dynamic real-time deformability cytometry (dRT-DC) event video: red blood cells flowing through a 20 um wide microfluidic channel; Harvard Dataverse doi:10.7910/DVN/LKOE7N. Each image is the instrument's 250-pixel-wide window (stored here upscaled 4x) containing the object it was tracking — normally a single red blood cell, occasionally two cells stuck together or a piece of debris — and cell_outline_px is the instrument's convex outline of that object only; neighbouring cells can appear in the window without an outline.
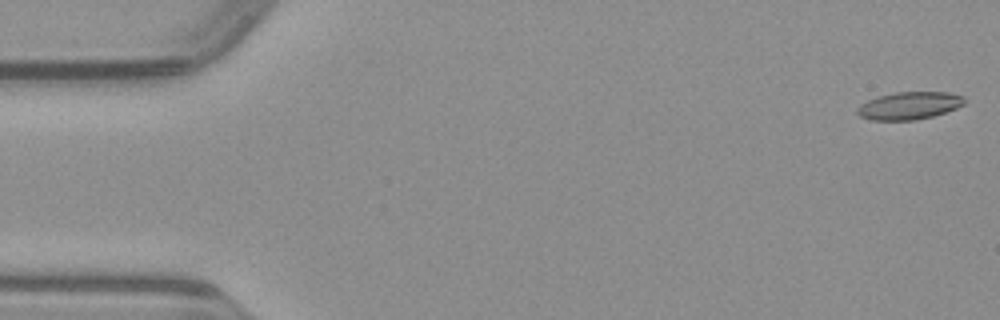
{"species": "common noctule bat (a hibernating species)", "species_latin": "Nyctalus noctula", "temperature_condition": "warm", "stored_images_in_passage": 49, "camera_frame_rate_fps": 3000, "um_per_image_px": 0.085, "animal": {"sex": "male", "body_mass_g": 23.1, "forearm_length_mm": 52.7}, "frame": {"image": 1, "passage_image": 1, "time_ms": 0.0, "image_size_px": [1000, 320], "cell_outline_px": [[968, 100], [964, 104], [956, 108], [932, 116], [916, 120], [872, 120], [860, 116], [856, 112], [856, 108], [860, 104], [876, 96], [896, 92], [948, 92], [964, 96]], "centroid_in_image_um": [77.29, 8.97], "position_along_channel_um": 7.7, "area_um2": 17.34}}
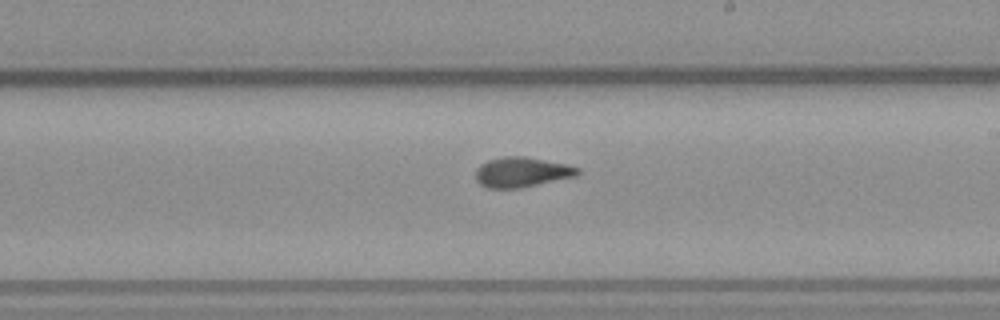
{"frame": {"image": 2, "passage_image": 28, "time_ms": 9.0, "image_size_px": [1000, 320], "cell_outline_px": [[580, 172], [576, 176], [520, 188], [488, 188], [480, 184], [476, 180], [476, 168], [480, 164], [488, 160], [504, 156], [524, 156], [568, 164], [580, 168]], "centroid_in_image_um": [44.35, 14.62], "position_along_channel_um": 244.7, "area_um2": 17.92}}
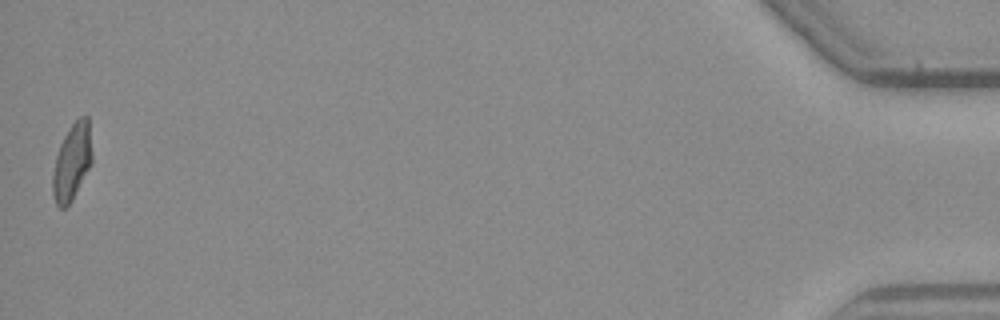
{"frame": {"image": 3, "passage_image": 49, "time_ms": 16.0, "image_size_px": [1000, 320], "cell_outline_px": [[92, 164], [72, 200], [64, 208], [60, 208], [56, 204], [52, 192], [52, 176], [56, 156], [60, 144], [64, 136], [72, 124], [80, 116], [88, 116], [92, 156]], "centroid_in_image_um": [6.12, 13.78], "position_along_channel_um": 429.1, "area_um2": 17.51}}